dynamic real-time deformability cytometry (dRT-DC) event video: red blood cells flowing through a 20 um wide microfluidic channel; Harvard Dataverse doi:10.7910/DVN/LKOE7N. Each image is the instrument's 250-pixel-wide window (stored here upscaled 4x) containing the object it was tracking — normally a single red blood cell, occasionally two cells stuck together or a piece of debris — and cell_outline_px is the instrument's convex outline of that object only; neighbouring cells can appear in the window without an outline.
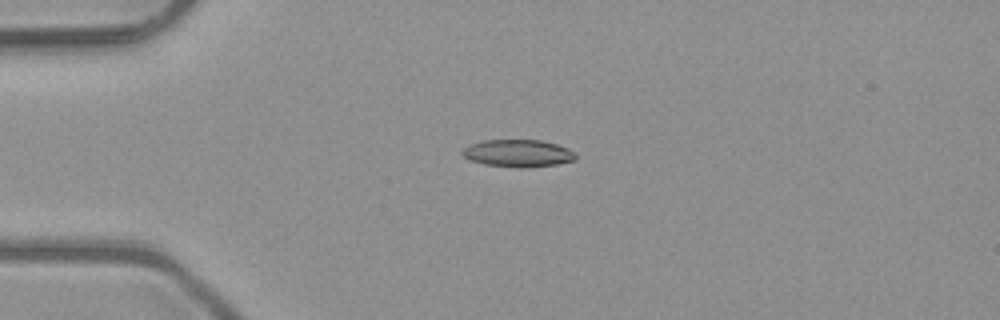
{"species": "common noctule bat (a hibernating species)", "species_latin": "Nyctalus noctula", "temperature_condition": "room temperature", "stored_images_in_passage": 5, "camera_frame_rate_fps": 3000, "um_per_image_px": 0.085, "animal": {"sex": "male", "body_mass_g": 23.1, "forearm_length_mm": 52.7}, "frame": {"image": 1, "passage_image": 5, "time_ms": 1.333, "image_size_px": [1000, 320], "cell_outline_px": [[576, 160], [556, 164], [520, 168], [484, 164], [472, 160], [464, 156], [460, 152], [468, 144], [484, 140], [540, 140], [556, 144], [568, 148], [576, 152]], "centroid_in_image_um": [44.04, 13.02], "position_along_channel_um": 41.0, "area_um2": 18.03}}